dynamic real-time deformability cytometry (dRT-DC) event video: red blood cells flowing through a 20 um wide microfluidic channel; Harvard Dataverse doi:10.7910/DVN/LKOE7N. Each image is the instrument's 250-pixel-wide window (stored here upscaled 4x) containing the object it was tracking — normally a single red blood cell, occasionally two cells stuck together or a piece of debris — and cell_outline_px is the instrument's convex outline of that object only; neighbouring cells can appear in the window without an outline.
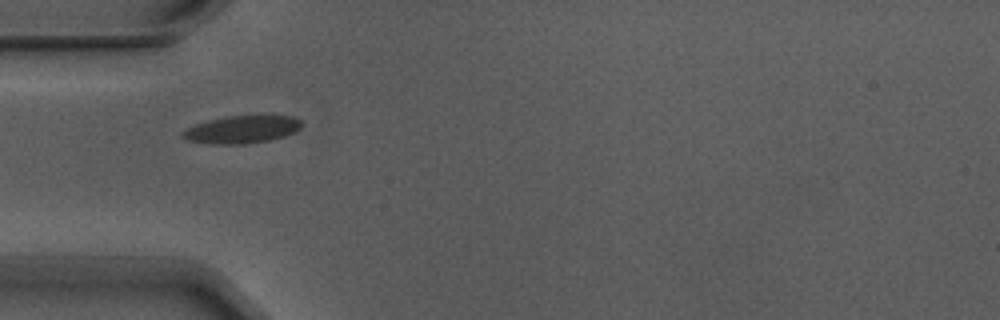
{"species": "Egyptian fruit bat (a non-hibernating species)", "species_latin": "Rousettus aegyptiacus", "temperature_condition": "warm", "stored_images_in_passage": 4, "camera_frame_rate_fps": 3000, "um_per_image_px": 0.085, "animal": {"sex": "male"}, "frame": {"image": 1, "passage_image": 1, "time_ms": 0.0, "image_size_px": [1000, 320], "cell_outline_px": [[304, 124], [300, 128], [284, 136], [268, 140], [244, 144], [212, 144], [188, 140], [180, 136], [180, 132], [196, 124], [208, 120], [228, 116], [268, 112], [292, 116], [300, 120]], "centroid_in_image_um": [20.62, 10.95], "position_along_channel_um": 64.4, "area_um2": 19.88}}
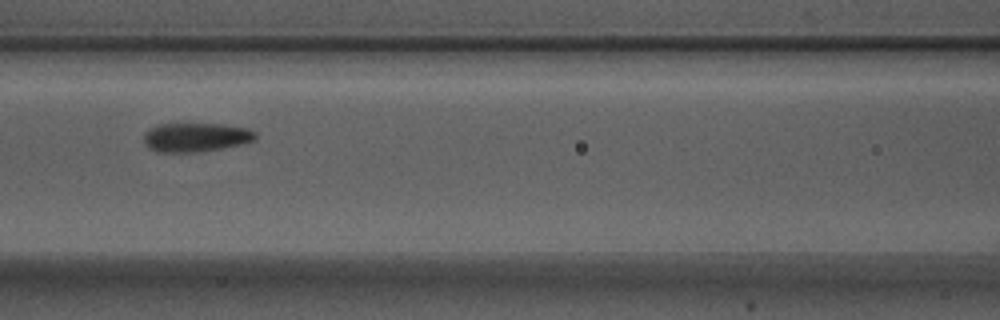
{"frame": {"image": 2, "passage_image": 3, "time_ms": 0.667, "image_size_px": [1000, 320], "cell_outline_px": [[256, 140], [240, 144], [220, 148], [196, 152], [156, 152], [148, 148], [144, 144], [144, 132], [148, 128], [160, 124], [224, 124], [248, 128], [256, 132]], "centroid_in_image_um": [16.61, 11.66], "position_along_channel_um": 150.0, "area_um2": 18.96}}
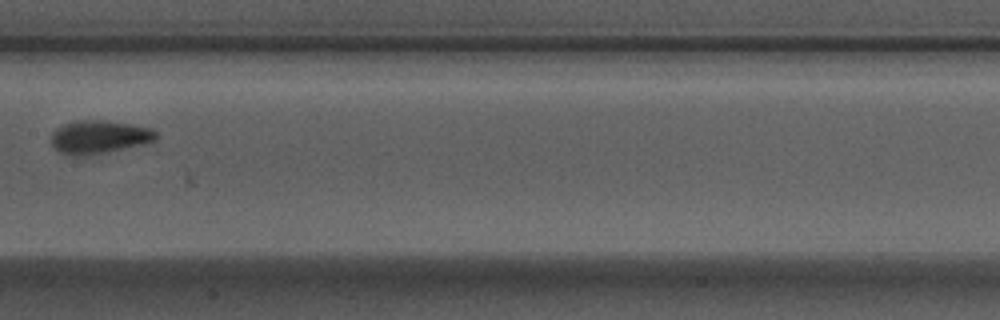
{"frame": {"image": 3, "passage_image": 4, "time_ms": 1.0, "image_size_px": [1000, 320], "cell_outline_px": [[156, 140], [140, 144], [104, 152], [76, 156], [60, 152], [52, 144], [52, 132], [56, 128], [72, 120], [108, 120], [152, 128], [156, 132]], "centroid_in_image_um": [8.4, 11.61], "position_along_channel_um": 199.0, "area_um2": 19.94}}